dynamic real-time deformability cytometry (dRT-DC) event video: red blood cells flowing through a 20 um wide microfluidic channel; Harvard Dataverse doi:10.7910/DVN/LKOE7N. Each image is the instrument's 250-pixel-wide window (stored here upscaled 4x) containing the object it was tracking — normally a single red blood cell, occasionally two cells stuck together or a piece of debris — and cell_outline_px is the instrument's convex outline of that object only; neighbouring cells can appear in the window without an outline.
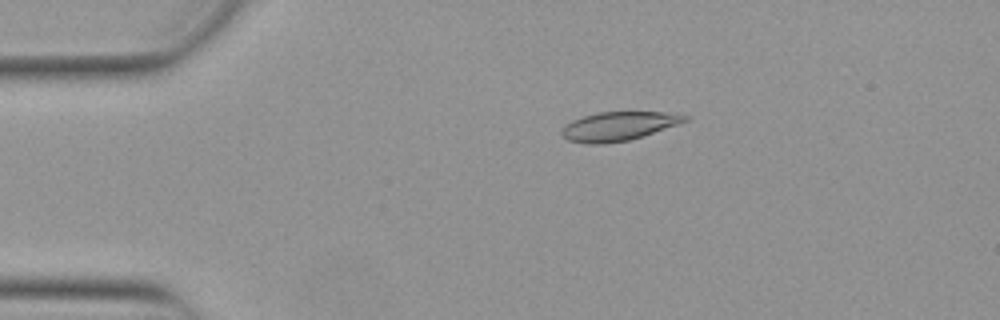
{"species": "Egyptian fruit bat (a non-hibernating species)", "species_latin": "Rousettus aegyptiacus", "temperature_condition": "warm", "stored_images_in_passage": 49, "camera_frame_rate_fps": 3000, "um_per_image_px": 0.085, "animal": {"sex": "female"}, "frame": {"image": 1, "passage_image": 7, "time_ms": 2.0, "image_size_px": [1000, 320], "cell_outline_px": [[688, 120], [628, 140], [604, 144], [588, 144], [568, 140], [560, 132], [572, 120], [584, 116], [600, 112], [664, 112], [688, 116]], "centroid_in_image_um": [52.53, 10.73], "position_along_channel_um": 32.5, "area_um2": 20.11}}
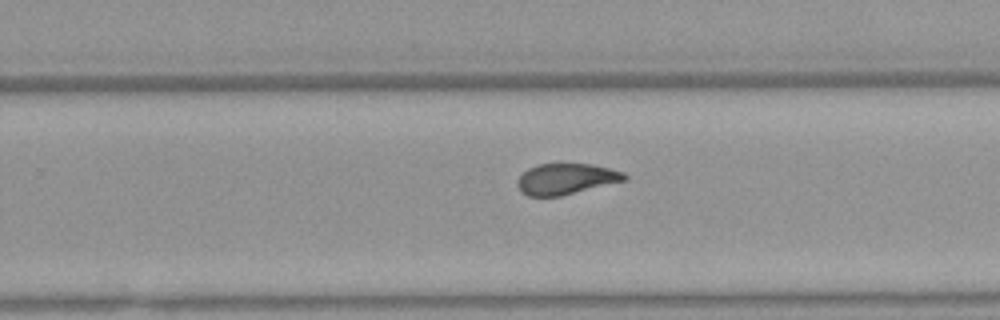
{"frame": {"image": 2, "passage_image": 30, "time_ms": 9.667, "image_size_px": [1000, 320], "cell_outline_px": [[628, 180], [560, 196], [528, 196], [520, 192], [516, 184], [520, 176], [528, 168], [536, 164], [592, 164], [624, 172], [628, 176]], "centroid_in_image_um": [48.12, 15.21], "position_along_channel_um": 281.7, "area_um2": 19.36}}
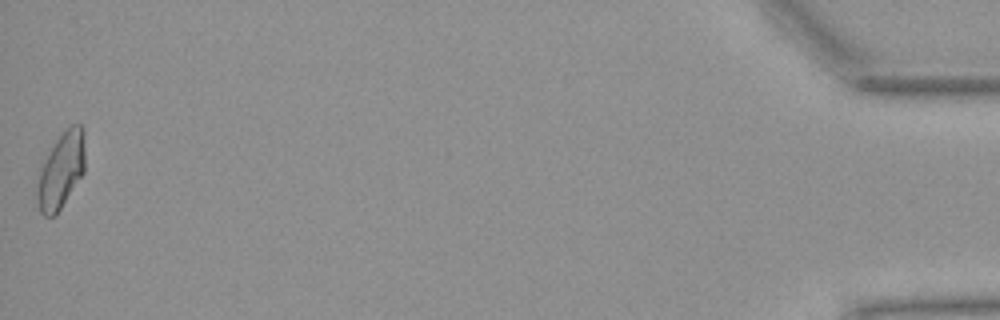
{"frame": {"image": 3, "passage_image": 49, "time_ms": 16.0, "image_size_px": [1000, 320], "cell_outline_px": [[84, 172], [60, 208], [52, 216], [44, 216], [40, 212], [36, 196], [36, 184], [40, 160], [56, 140], [72, 124], [80, 124], [84, 128]], "centroid_in_image_um": [5.14, 14.46], "position_along_channel_um": 430.1, "area_um2": 21.39}, "authors_computed_cell_mechanics": {"area_um2": 20.4612, "velocity_mm_per_s": 3.8812, "shape_relaxation_time_tau1_ms": 6.4374, "shape_relaxation_time_tau2_ms": 1.8958, "deformation_change_tau1": 0.1909, "deformation_change_tau2": 0.0658}}